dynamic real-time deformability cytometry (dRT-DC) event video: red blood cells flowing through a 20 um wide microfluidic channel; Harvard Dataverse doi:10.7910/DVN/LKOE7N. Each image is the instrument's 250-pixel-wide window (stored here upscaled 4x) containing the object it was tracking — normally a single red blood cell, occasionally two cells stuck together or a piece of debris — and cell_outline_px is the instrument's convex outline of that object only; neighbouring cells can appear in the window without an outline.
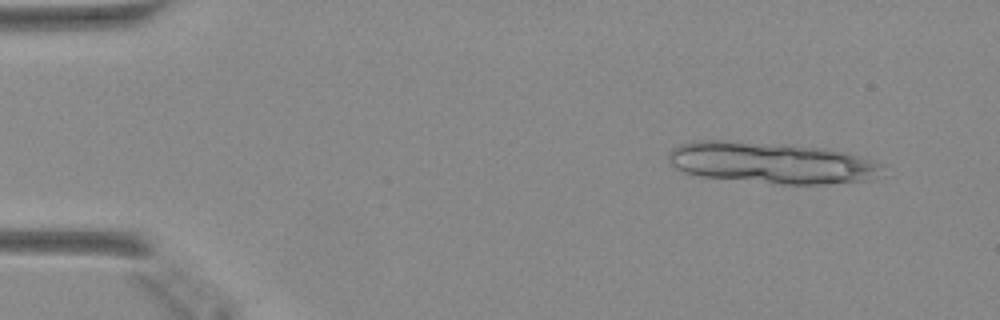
{"species": "Egyptian fruit bat (a non-hibernating species)", "species_latin": "Rousettus aegyptiacus", "temperature_condition": "warm", "stored_images_in_passage": 13, "camera_frame_rate_fps": 3000, "um_per_image_px": 0.085, "animal": {"sex": "female"}, "frame": {"image": 1, "passage_image": 4, "time_ms": 1.0, "image_size_px": [1000, 320], "cell_outline_px": [[884, 176], [872, 180], [824, 184], [780, 184], [700, 176], [684, 172], [676, 168], [672, 164], [668, 156], [672, 148], [680, 144], [700, 140], [728, 140], [784, 144], [824, 148], [848, 152], [880, 164]], "centroid_in_image_um": [65.61, 13.84], "position_along_channel_um": 19.4, "area_um2": 51.67}}